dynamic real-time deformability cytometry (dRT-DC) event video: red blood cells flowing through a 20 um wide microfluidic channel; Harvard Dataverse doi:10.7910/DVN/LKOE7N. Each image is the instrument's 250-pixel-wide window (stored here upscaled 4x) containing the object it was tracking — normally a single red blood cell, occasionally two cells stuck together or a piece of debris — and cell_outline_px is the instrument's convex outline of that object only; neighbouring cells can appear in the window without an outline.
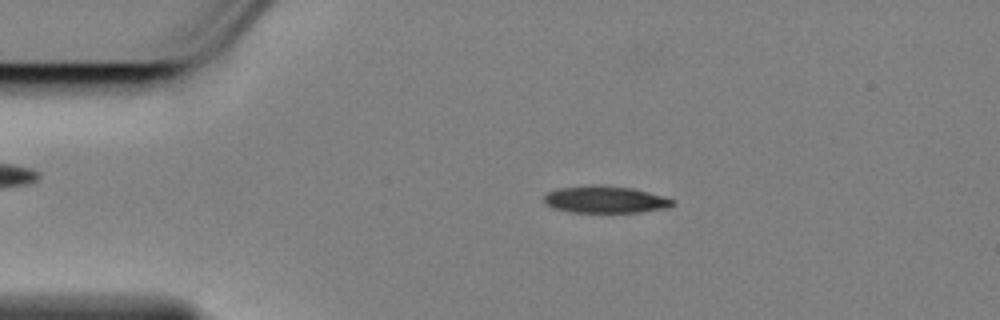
{"species": "Egyptian fruit bat (a non-hibernating species)", "species_latin": "Rousettus aegyptiacus", "temperature_condition": "cold", "stored_images_in_passage": 53, "camera_frame_rate_fps": 3000, "um_per_image_px": 0.085, "animal": {"sex": "female"}, "frame": {"image": 1, "passage_image": 7, "time_ms": 2.0, "image_size_px": [1000, 320], "cell_outline_px": [[676, 204], [668, 208], [640, 212], [572, 212], [552, 208], [544, 200], [544, 196], [548, 192], [556, 188], [592, 184], [632, 188], [664, 196], [676, 200]], "centroid_in_image_um": [51.47, 16.95], "position_along_channel_um": 33.5, "area_um2": 20.4}}
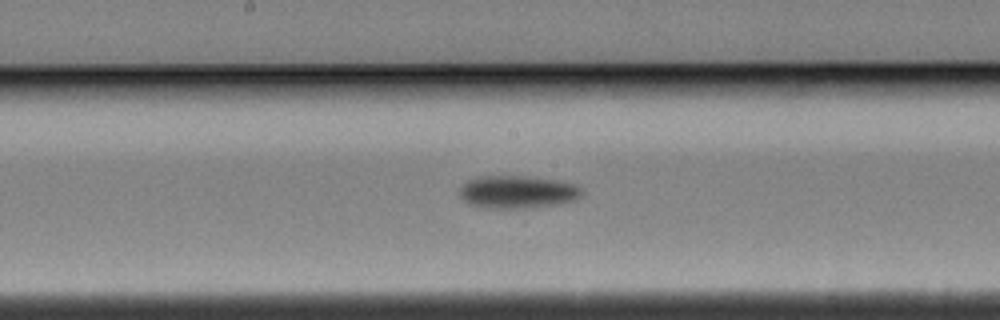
{"frame": {"image": 2, "passage_image": 25, "time_ms": 8.0, "image_size_px": [1000, 320], "cell_outline_px": [[584, 192], [576, 200], [560, 204], [532, 208], [484, 208], [468, 204], [460, 196], [460, 188], [468, 180], [480, 176], [528, 176], [556, 180], [576, 184]], "centroid_in_image_um": [44.01, 16.33], "position_along_channel_um": 204.2, "area_um2": 23.58}}
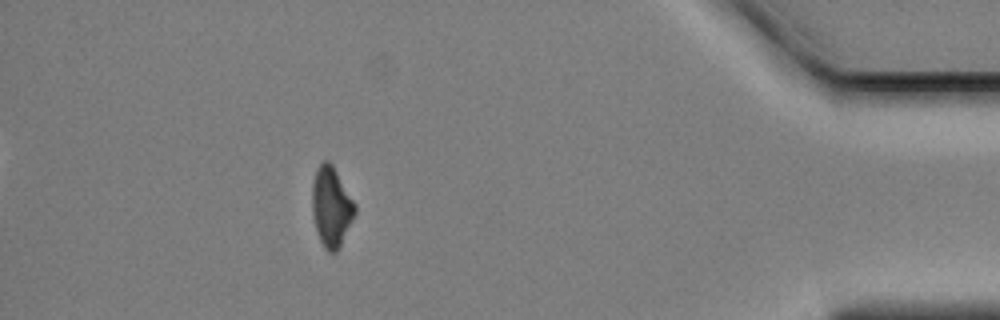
{"frame": {"image": 3, "passage_image": 47, "time_ms": 15.333, "image_size_px": [1000, 320], "cell_outline_px": [[356, 212], [340, 248], [336, 252], [328, 252], [324, 248], [316, 232], [312, 212], [312, 184], [316, 168], [324, 160], [328, 160], [332, 164], [356, 204]], "centroid_in_image_um": [28.16, 17.59], "position_along_channel_um": 407.0, "area_um2": 20.11}, "authors_computed_cell_mechanics": {"area_um2": 21.5594, "velocity_mm_per_s": 3.4592, "shape_relaxation_time_tau1_ms": 3.267, "shape_relaxation_time_tau2_ms": null, "deformation_change_tau1": 0.1136, "deformation_change_tau2": null}}